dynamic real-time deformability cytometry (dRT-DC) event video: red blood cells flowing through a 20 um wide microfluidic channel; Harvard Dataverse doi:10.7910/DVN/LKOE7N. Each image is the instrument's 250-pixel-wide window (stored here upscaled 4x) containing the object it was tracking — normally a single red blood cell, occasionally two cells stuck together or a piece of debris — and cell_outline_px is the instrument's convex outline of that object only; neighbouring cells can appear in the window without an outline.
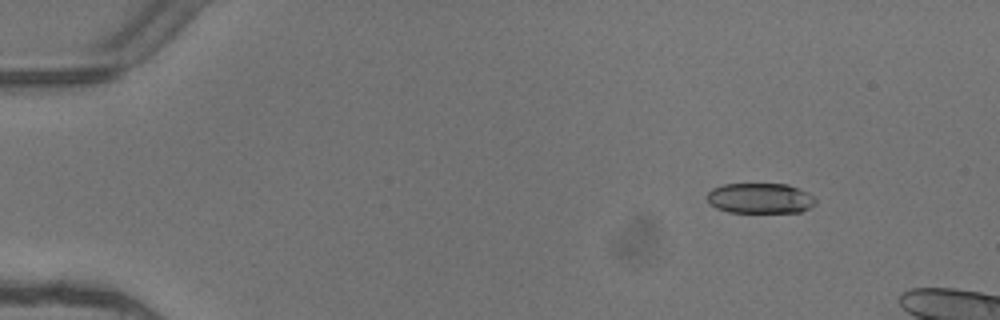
{"species": "common noctule bat (a hibernating species)", "species_latin": "Nyctalus noctula", "temperature_condition": "warm", "stored_images_in_passage": 5, "camera_frame_rate_fps": 3000, "um_per_image_px": 0.085, "animal": {"sex": "female"}, "frame": {"image": 1, "passage_image": 2, "time_ms": 0.333, "image_size_px": [1000, 320], "cell_outline_px": [[816, 204], [800, 212], [728, 212], [716, 208], [708, 204], [704, 196], [712, 188], [724, 184], [788, 184], [800, 188], [808, 192], [816, 200]], "centroid_in_image_um": [64.57, 16.85], "position_along_channel_um": 20.4, "area_um2": 19.48}}